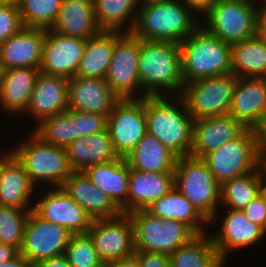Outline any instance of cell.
<instances>
[{"instance_id":"6da1fadb","label":"cell","mask_w":266,"mask_h":267,"mask_svg":"<svg viewBox=\"0 0 266 267\" xmlns=\"http://www.w3.org/2000/svg\"><path fill=\"white\" fill-rule=\"evenodd\" d=\"M138 73L144 97L181 96L184 80L179 44L140 39Z\"/></svg>"},{"instance_id":"7a4b0ae2","label":"cell","mask_w":266,"mask_h":267,"mask_svg":"<svg viewBox=\"0 0 266 267\" xmlns=\"http://www.w3.org/2000/svg\"><path fill=\"white\" fill-rule=\"evenodd\" d=\"M145 113L148 134L178 158L190 156L194 119L181 96H146Z\"/></svg>"},{"instance_id":"3957f363","label":"cell","mask_w":266,"mask_h":267,"mask_svg":"<svg viewBox=\"0 0 266 267\" xmlns=\"http://www.w3.org/2000/svg\"><path fill=\"white\" fill-rule=\"evenodd\" d=\"M196 14L180 0L147 3L139 6L131 33L141 40L180 44L201 25Z\"/></svg>"},{"instance_id":"277c9868","label":"cell","mask_w":266,"mask_h":267,"mask_svg":"<svg viewBox=\"0 0 266 267\" xmlns=\"http://www.w3.org/2000/svg\"><path fill=\"white\" fill-rule=\"evenodd\" d=\"M184 85L212 76L232 73L231 44L199 26L180 44Z\"/></svg>"},{"instance_id":"5b68a950","label":"cell","mask_w":266,"mask_h":267,"mask_svg":"<svg viewBox=\"0 0 266 267\" xmlns=\"http://www.w3.org/2000/svg\"><path fill=\"white\" fill-rule=\"evenodd\" d=\"M23 142L16 143L9 151L24 166L30 181L37 188L40 184L61 187L73 172L65 147L45 143L33 132ZM43 183V184H42Z\"/></svg>"},{"instance_id":"8992f818","label":"cell","mask_w":266,"mask_h":267,"mask_svg":"<svg viewBox=\"0 0 266 267\" xmlns=\"http://www.w3.org/2000/svg\"><path fill=\"white\" fill-rule=\"evenodd\" d=\"M255 1L216 0L202 15L201 26L231 45L247 40L257 34L261 0Z\"/></svg>"},{"instance_id":"52a82bcc","label":"cell","mask_w":266,"mask_h":267,"mask_svg":"<svg viewBox=\"0 0 266 267\" xmlns=\"http://www.w3.org/2000/svg\"><path fill=\"white\" fill-rule=\"evenodd\" d=\"M174 188L198 209L209 224L215 223L217 215L220 216L218 209L221 205V185L201 158H177Z\"/></svg>"},{"instance_id":"ba28073f","label":"cell","mask_w":266,"mask_h":267,"mask_svg":"<svg viewBox=\"0 0 266 267\" xmlns=\"http://www.w3.org/2000/svg\"><path fill=\"white\" fill-rule=\"evenodd\" d=\"M133 225L134 249L170 255L197 234L185 223L161 219L147 210L129 213Z\"/></svg>"},{"instance_id":"9c48e42d","label":"cell","mask_w":266,"mask_h":267,"mask_svg":"<svg viewBox=\"0 0 266 267\" xmlns=\"http://www.w3.org/2000/svg\"><path fill=\"white\" fill-rule=\"evenodd\" d=\"M236 83L233 73L203 78L185 84L181 97L194 120L228 114Z\"/></svg>"},{"instance_id":"30bf717a","label":"cell","mask_w":266,"mask_h":267,"mask_svg":"<svg viewBox=\"0 0 266 267\" xmlns=\"http://www.w3.org/2000/svg\"><path fill=\"white\" fill-rule=\"evenodd\" d=\"M201 159L220 185L252 173L260 166L253 129L247 128L239 137L208 152Z\"/></svg>"},{"instance_id":"8fae6325","label":"cell","mask_w":266,"mask_h":267,"mask_svg":"<svg viewBox=\"0 0 266 267\" xmlns=\"http://www.w3.org/2000/svg\"><path fill=\"white\" fill-rule=\"evenodd\" d=\"M139 52L140 39L132 33H124L115 42L105 80L121 100L144 98L138 73Z\"/></svg>"},{"instance_id":"7c38bea8","label":"cell","mask_w":266,"mask_h":267,"mask_svg":"<svg viewBox=\"0 0 266 267\" xmlns=\"http://www.w3.org/2000/svg\"><path fill=\"white\" fill-rule=\"evenodd\" d=\"M73 233L40 218L33 210L25 224L21 254L34 266L43 260L65 254Z\"/></svg>"},{"instance_id":"4fadbf2b","label":"cell","mask_w":266,"mask_h":267,"mask_svg":"<svg viewBox=\"0 0 266 267\" xmlns=\"http://www.w3.org/2000/svg\"><path fill=\"white\" fill-rule=\"evenodd\" d=\"M115 152L126 157L147 134L145 97L120 100L107 119Z\"/></svg>"},{"instance_id":"5bb4252c","label":"cell","mask_w":266,"mask_h":267,"mask_svg":"<svg viewBox=\"0 0 266 267\" xmlns=\"http://www.w3.org/2000/svg\"><path fill=\"white\" fill-rule=\"evenodd\" d=\"M87 234L104 263L134 256L133 225L129 214L94 219Z\"/></svg>"},{"instance_id":"9a60e30c","label":"cell","mask_w":266,"mask_h":267,"mask_svg":"<svg viewBox=\"0 0 266 267\" xmlns=\"http://www.w3.org/2000/svg\"><path fill=\"white\" fill-rule=\"evenodd\" d=\"M49 188L39 195V200L32 201L33 211L43 220L61 225L73 234L87 233L92 217L62 187Z\"/></svg>"},{"instance_id":"2e32d148","label":"cell","mask_w":266,"mask_h":267,"mask_svg":"<svg viewBox=\"0 0 266 267\" xmlns=\"http://www.w3.org/2000/svg\"><path fill=\"white\" fill-rule=\"evenodd\" d=\"M227 209V211H226ZM221 228L210 237L217 248L220 258L226 263L230 251H240L256 246L263 240L266 231L258 224L251 222L242 210L225 208ZM256 244V245H255Z\"/></svg>"},{"instance_id":"e0dca14e","label":"cell","mask_w":266,"mask_h":267,"mask_svg":"<svg viewBox=\"0 0 266 267\" xmlns=\"http://www.w3.org/2000/svg\"><path fill=\"white\" fill-rule=\"evenodd\" d=\"M86 40L67 37L46 30L40 71L48 75L65 77L76 75L85 50Z\"/></svg>"},{"instance_id":"ac0fdd59","label":"cell","mask_w":266,"mask_h":267,"mask_svg":"<svg viewBox=\"0 0 266 267\" xmlns=\"http://www.w3.org/2000/svg\"><path fill=\"white\" fill-rule=\"evenodd\" d=\"M121 99L105 79L73 76L68 82V109L106 116Z\"/></svg>"},{"instance_id":"d6986e66","label":"cell","mask_w":266,"mask_h":267,"mask_svg":"<svg viewBox=\"0 0 266 267\" xmlns=\"http://www.w3.org/2000/svg\"><path fill=\"white\" fill-rule=\"evenodd\" d=\"M246 129L230 114L194 120L190 156L202 158L208 152L236 139Z\"/></svg>"},{"instance_id":"ffe728a7","label":"cell","mask_w":266,"mask_h":267,"mask_svg":"<svg viewBox=\"0 0 266 267\" xmlns=\"http://www.w3.org/2000/svg\"><path fill=\"white\" fill-rule=\"evenodd\" d=\"M69 79L40 71L30 95L26 114L39 124L42 120L61 114L68 109Z\"/></svg>"},{"instance_id":"44dd1931","label":"cell","mask_w":266,"mask_h":267,"mask_svg":"<svg viewBox=\"0 0 266 267\" xmlns=\"http://www.w3.org/2000/svg\"><path fill=\"white\" fill-rule=\"evenodd\" d=\"M228 114L246 128L266 117V78H237Z\"/></svg>"},{"instance_id":"7402d4cb","label":"cell","mask_w":266,"mask_h":267,"mask_svg":"<svg viewBox=\"0 0 266 267\" xmlns=\"http://www.w3.org/2000/svg\"><path fill=\"white\" fill-rule=\"evenodd\" d=\"M46 30L23 27L17 34L0 44V57L5 69L34 67L42 63Z\"/></svg>"},{"instance_id":"603a6c76","label":"cell","mask_w":266,"mask_h":267,"mask_svg":"<svg viewBox=\"0 0 266 267\" xmlns=\"http://www.w3.org/2000/svg\"><path fill=\"white\" fill-rule=\"evenodd\" d=\"M35 188L24 166L10 151L5 152L0 160V205L33 210L30 201Z\"/></svg>"},{"instance_id":"cb8c5ba5","label":"cell","mask_w":266,"mask_h":267,"mask_svg":"<svg viewBox=\"0 0 266 267\" xmlns=\"http://www.w3.org/2000/svg\"><path fill=\"white\" fill-rule=\"evenodd\" d=\"M174 188V172L148 173L130 168L127 214L146 210Z\"/></svg>"},{"instance_id":"d4e9b609","label":"cell","mask_w":266,"mask_h":267,"mask_svg":"<svg viewBox=\"0 0 266 267\" xmlns=\"http://www.w3.org/2000/svg\"><path fill=\"white\" fill-rule=\"evenodd\" d=\"M61 187L93 220L113 218L122 213L104 192L94 186L84 171H73Z\"/></svg>"},{"instance_id":"484cf974","label":"cell","mask_w":266,"mask_h":267,"mask_svg":"<svg viewBox=\"0 0 266 267\" xmlns=\"http://www.w3.org/2000/svg\"><path fill=\"white\" fill-rule=\"evenodd\" d=\"M50 30L84 40L97 36L102 30L96 22L93 0H63Z\"/></svg>"},{"instance_id":"4316f807","label":"cell","mask_w":266,"mask_h":267,"mask_svg":"<svg viewBox=\"0 0 266 267\" xmlns=\"http://www.w3.org/2000/svg\"><path fill=\"white\" fill-rule=\"evenodd\" d=\"M84 172L95 187L104 192L122 213L127 214L130 167L125 157L88 166Z\"/></svg>"},{"instance_id":"83f0119b","label":"cell","mask_w":266,"mask_h":267,"mask_svg":"<svg viewBox=\"0 0 266 267\" xmlns=\"http://www.w3.org/2000/svg\"><path fill=\"white\" fill-rule=\"evenodd\" d=\"M40 73L39 68L20 67L7 69L0 82V106L10 115L25 113L30 95Z\"/></svg>"},{"instance_id":"f1b7e54d","label":"cell","mask_w":266,"mask_h":267,"mask_svg":"<svg viewBox=\"0 0 266 267\" xmlns=\"http://www.w3.org/2000/svg\"><path fill=\"white\" fill-rule=\"evenodd\" d=\"M65 150L73 171H84L88 166L119 158L107 129L74 140L65 147Z\"/></svg>"},{"instance_id":"f546056e","label":"cell","mask_w":266,"mask_h":267,"mask_svg":"<svg viewBox=\"0 0 266 267\" xmlns=\"http://www.w3.org/2000/svg\"><path fill=\"white\" fill-rule=\"evenodd\" d=\"M123 34L120 31H101L97 36L86 40L76 76L105 79L115 42Z\"/></svg>"},{"instance_id":"4dcf8cb0","label":"cell","mask_w":266,"mask_h":267,"mask_svg":"<svg viewBox=\"0 0 266 267\" xmlns=\"http://www.w3.org/2000/svg\"><path fill=\"white\" fill-rule=\"evenodd\" d=\"M177 158L155 136L148 133L125 157L130 168L148 173L174 172Z\"/></svg>"},{"instance_id":"1f68e13d","label":"cell","mask_w":266,"mask_h":267,"mask_svg":"<svg viewBox=\"0 0 266 267\" xmlns=\"http://www.w3.org/2000/svg\"><path fill=\"white\" fill-rule=\"evenodd\" d=\"M146 210L161 219L183 222L197 235L207 233L205 225H209V221L176 188L170 190Z\"/></svg>"},{"instance_id":"d6a6232c","label":"cell","mask_w":266,"mask_h":267,"mask_svg":"<svg viewBox=\"0 0 266 267\" xmlns=\"http://www.w3.org/2000/svg\"><path fill=\"white\" fill-rule=\"evenodd\" d=\"M231 68L237 78H266V44L258 34L231 46Z\"/></svg>"},{"instance_id":"836d02e7","label":"cell","mask_w":266,"mask_h":267,"mask_svg":"<svg viewBox=\"0 0 266 267\" xmlns=\"http://www.w3.org/2000/svg\"><path fill=\"white\" fill-rule=\"evenodd\" d=\"M210 235L195 236L169 255V267H224Z\"/></svg>"},{"instance_id":"e575fe53","label":"cell","mask_w":266,"mask_h":267,"mask_svg":"<svg viewBox=\"0 0 266 267\" xmlns=\"http://www.w3.org/2000/svg\"><path fill=\"white\" fill-rule=\"evenodd\" d=\"M93 2L96 22L102 31L132 32L139 8L136 0H93Z\"/></svg>"},{"instance_id":"d590c367","label":"cell","mask_w":266,"mask_h":267,"mask_svg":"<svg viewBox=\"0 0 266 267\" xmlns=\"http://www.w3.org/2000/svg\"><path fill=\"white\" fill-rule=\"evenodd\" d=\"M266 178L264 169L259 166L250 174L230 179L221 185L222 208L242 210L260 195L262 182Z\"/></svg>"},{"instance_id":"8d00e7d4","label":"cell","mask_w":266,"mask_h":267,"mask_svg":"<svg viewBox=\"0 0 266 267\" xmlns=\"http://www.w3.org/2000/svg\"><path fill=\"white\" fill-rule=\"evenodd\" d=\"M63 0H16L24 27L49 30L55 23Z\"/></svg>"},{"instance_id":"74e56055","label":"cell","mask_w":266,"mask_h":267,"mask_svg":"<svg viewBox=\"0 0 266 267\" xmlns=\"http://www.w3.org/2000/svg\"><path fill=\"white\" fill-rule=\"evenodd\" d=\"M32 131L45 143L66 147L73 142V129L71 123V110L67 109L35 124Z\"/></svg>"},{"instance_id":"f35d334b","label":"cell","mask_w":266,"mask_h":267,"mask_svg":"<svg viewBox=\"0 0 266 267\" xmlns=\"http://www.w3.org/2000/svg\"><path fill=\"white\" fill-rule=\"evenodd\" d=\"M31 210L0 205V242L21 248Z\"/></svg>"},{"instance_id":"ab89813d","label":"cell","mask_w":266,"mask_h":267,"mask_svg":"<svg viewBox=\"0 0 266 267\" xmlns=\"http://www.w3.org/2000/svg\"><path fill=\"white\" fill-rule=\"evenodd\" d=\"M65 256L72 267H103L90 236L87 233L73 234L66 247Z\"/></svg>"},{"instance_id":"60d3db41","label":"cell","mask_w":266,"mask_h":267,"mask_svg":"<svg viewBox=\"0 0 266 267\" xmlns=\"http://www.w3.org/2000/svg\"><path fill=\"white\" fill-rule=\"evenodd\" d=\"M107 119L100 114L71 110L73 141L106 130Z\"/></svg>"},{"instance_id":"b9f144b4","label":"cell","mask_w":266,"mask_h":267,"mask_svg":"<svg viewBox=\"0 0 266 267\" xmlns=\"http://www.w3.org/2000/svg\"><path fill=\"white\" fill-rule=\"evenodd\" d=\"M23 27L16 1H0V44Z\"/></svg>"},{"instance_id":"7bdbcfd3","label":"cell","mask_w":266,"mask_h":267,"mask_svg":"<svg viewBox=\"0 0 266 267\" xmlns=\"http://www.w3.org/2000/svg\"><path fill=\"white\" fill-rule=\"evenodd\" d=\"M245 216L266 231V204L260 194L242 209Z\"/></svg>"},{"instance_id":"ee69618b","label":"cell","mask_w":266,"mask_h":267,"mask_svg":"<svg viewBox=\"0 0 266 267\" xmlns=\"http://www.w3.org/2000/svg\"><path fill=\"white\" fill-rule=\"evenodd\" d=\"M134 257L139 267H169V255L135 250Z\"/></svg>"},{"instance_id":"f6af8a7d","label":"cell","mask_w":266,"mask_h":267,"mask_svg":"<svg viewBox=\"0 0 266 267\" xmlns=\"http://www.w3.org/2000/svg\"><path fill=\"white\" fill-rule=\"evenodd\" d=\"M255 135L256 155L260 166L266 164V117L253 128Z\"/></svg>"},{"instance_id":"bcb514c9","label":"cell","mask_w":266,"mask_h":267,"mask_svg":"<svg viewBox=\"0 0 266 267\" xmlns=\"http://www.w3.org/2000/svg\"><path fill=\"white\" fill-rule=\"evenodd\" d=\"M184 5L192 8L200 17L216 0H180Z\"/></svg>"},{"instance_id":"7dc6e473","label":"cell","mask_w":266,"mask_h":267,"mask_svg":"<svg viewBox=\"0 0 266 267\" xmlns=\"http://www.w3.org/2000/svg\"><path fill=\"white\" fill-rule=\"evenodd\" d=\"M21 254L20 248L0 242V263L10 261Z\"/></svg>"},{"instance_id":"c3c4849f","label":"cell","mask_w":266,"mask_h":267,"mask_svg":"<svg viewBox=\"0 0 266 267\" xmlns=\"http://www.w3.org/2000/svg\"><path fill=\"white\" fill-rule=\"evenodd\" d=\"M35 267H72L65 254L43 260Z\"/></svg>"},{"instance_id":"681fc988","label":"cell","mask_w":266,"mask_h":267,"mask_svg":"<svg viewBox=\"0 0 266 267\" xmlns=\"http://www.w3.org/2000/svg\"><path fill=\"white\" fill-rule=\"evenodd\" d=\"M103 267H139L137 261L134 256L125 258L112 260L104 263Z\"/></svg>"},{"instance_id":"f907efd6","label":"cell","mask_w":266,"mask_h":267,"mask_svg":"<svg viewBox=\"0 0 266 267\" xmlns=\"http://www.w3.org/2000/svg\"><path fill=\"white\" fill-rule=\"evenodd\" d=\"M257 34L266 44V8L262 6L259 11Z\"/></svg>"},{"instance_id":"816d5d0a","label":"cell","mask_w":266,"mask_h":267,"mask_svg":"<svg viewBox=\"0 0 266 267\" xmlns=\"http://www.w3.org/2000/svg\"><path fill=\"white\" fill-rule=\"evenodd\" d=\"M0 267H35L31 262H29L22 254L18 257L0 263Z\"/></svg>"},{"instance_id":"f5cc1de1","label":"cell","mask_w":266,"mask_h":267,"mask_svg":"<svg viewBox=\"0 0 266 267\" xmlns=\"http://www.w3.org/2000/svg\"><path fill=\"white\" fill-rule=\"evenodd\" d=\"M260 194L262 195V197H263V199L265 201V204H266V178L262 182V187H261Z\"/></svg>"},{"instance_id":"db71d44e","label":"cell","mask_w":266,"mask_h":267,"mask_svg":"<svg viewBox=\"0 0 266 267\" xmlns=\"http://www.w3.org/2000/svg\"><path fill=\"white\" fill-rule=\"evenodd\" d=\"M5 71H6L5 66L3 65L2 59L0 57V82L5 75Z\"/></svg>"},{"instance_id":"11a10c76","label":"cell","mask_w":266,"mask_h":267,"mask_svg":"<svg viewBox=\"0 0 266 267\" xmlns=\"http://www.w3.org/2000/svg\"><path fill=\"white\" fill-rule=\"evenodd\" d=\"M157 1H162V0H136L139 6L147 4V3L157 2Z\"/></svg>"},{"instance_id":"9f6ffc18","label":"cell","mask_w":266,"mask_h":267,"mask_svg":"<svg viewBox=\"0 0 266 267\" xmlns=\"http://www.w3.org/2000/svg\"><path fill=\"white\" fill-rule=\"evenodd\" d=\"M261 6L266 8V0H263V1L261 0Z\"/></svg>"},{"instance_id":"6f0895ef","label":"cell","mask_w":266,"mask_h":267,"mask_svg":"<svg viewBox=\"0 0 266 267\" xmlns=\"http://www.w3.org/2000/svg\"><path fill=\"white\" fill-rule=\"evenodd\" d=\"M263 169H264V173H265V176H266V164L262 166Z\"/></svg>"},{"instance_id":"680465c9","label":"cell","mask_w":266,"mask_h":267,"mask_svg":"<svg viewBox=\"0 0 266 267\" xmlns=\"http://www.w3.org/2000/svg\"><path fill=\"white\" fill-rule=\"evenodd\" d=\"M4 157L3 153L0 154V160Z\"/></svg>"},{"instance_id":"91938a15","label":"cell","mask_w":266,"mask_h":267,"mask_svg":"<svg viewBox=\"0 0 266 267\" xmlns=\"http://www.w3.org/2000/svg\"><path fill=\"white\" fill-rule=\"evenodd\" d=\"M0 1H16V0H0Z\"/></svg>"}]
</instances>
